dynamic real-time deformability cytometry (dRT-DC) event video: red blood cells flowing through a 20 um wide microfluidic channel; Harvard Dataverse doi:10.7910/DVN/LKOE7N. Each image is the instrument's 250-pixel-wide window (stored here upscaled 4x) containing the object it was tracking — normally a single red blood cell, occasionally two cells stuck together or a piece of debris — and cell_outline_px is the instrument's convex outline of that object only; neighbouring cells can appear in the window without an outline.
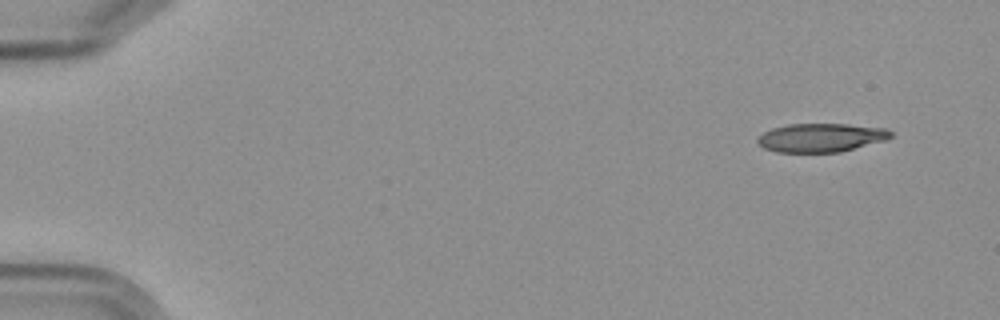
{"species": "Egyptian fruit bat (a non-hibernating species)", "species_latin": "Rousettus aegyptiacus", "temperature_condition": "cold", "stored_images_in_passage": 5, "camera_frame_rate_fps": 3000, "um_per_image_px": 0.085, "frame": {"image": 1, "passage_image": 1, "time_ms": 0.0, "image_size_px": [1000, 320], "cell_outline_px": [[892, 136], [888, 140], [840, 152], [776, 152], [764, 148], [756, 140], [764, 132], [772, 128], [788, 124], [848, 124], [888, 128], [892, 132]], "centroid_in_image_um": [69.84, 11.7], "position_along_channel_um": 15.2, "area_um2": 22.37}}
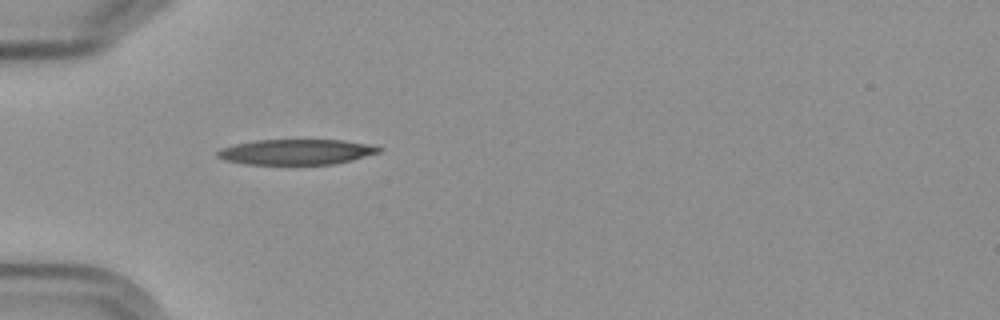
{"frame": {"image": 2, "passage_image": 5, "time_ms": 4.667, "image_size_px": [1000, 320], "cell_outline_px": [[380, 152], [352, 160], [336, 164], [244, 164], [224, 160], [216, 156], [216, 152], [220, 148], [236, 144], [256, 140], [344, 140], [364, 144], [380, 148]], "centroid_in_image_um": [25.12, 12.92], "position_along_channel_um": 59.9, "area_um2": 23.7}}